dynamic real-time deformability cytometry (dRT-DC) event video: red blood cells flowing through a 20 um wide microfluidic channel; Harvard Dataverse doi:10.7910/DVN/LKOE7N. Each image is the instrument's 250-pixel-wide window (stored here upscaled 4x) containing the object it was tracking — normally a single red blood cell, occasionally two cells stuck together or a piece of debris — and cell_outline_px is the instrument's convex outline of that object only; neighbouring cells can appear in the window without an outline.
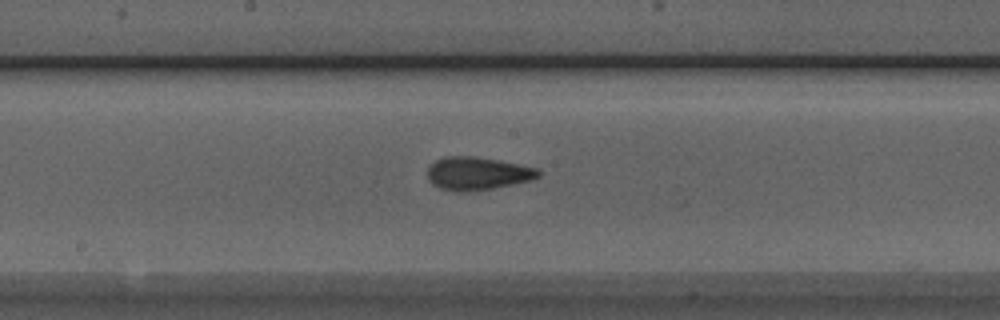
{"species": "Egyptian fruit bat (a non-hibernating species)", "species_latin": "Rousettus aegyptiacus", "temperature_condition": "room temperature", "stored_images_in_passage": 32, "camera_frame_rate_fps": 3000, "um_per_image_px": 0.085, "animal": {"sex": "male"}, "frame": {"image": 1, "passage_image": 14, "time_ms": 4.333, "image_size_px": [1000, 320], "cell_outline_px": [[540, 176], [532, 180], [492, 188], [468, 192], [460, 192], [440, 188], [432, 184], [428, 180], [428, 168], [436, 160], [444, 156], [476, 156], [500, 160], [536, 168], [540, 172]], "centroid_in_image_um": [40.57, 14.74], "position_along_channel_um": 207.6, "area_um2": 21.33}}
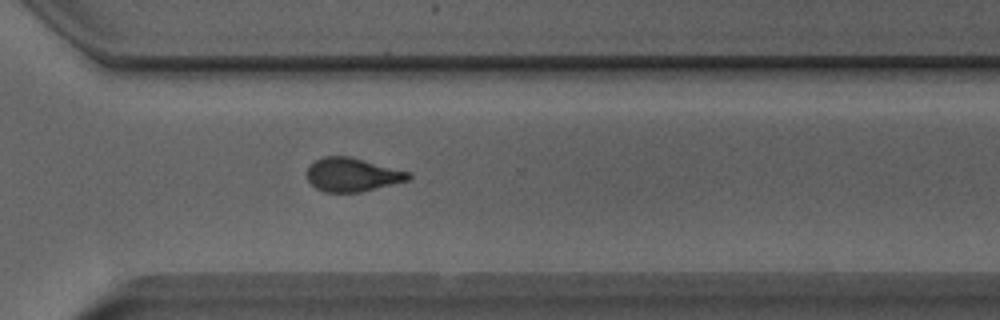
{"frame": {"image": 2, "passage_image": 24, "time_ms": 7.667, "image_size_px": [1000, 320], "cell_outline_px": [[412, 176], [408, 180], [360, 192], [324, 192], [316, 188], [308, 180], [308, 164], [324, 156], [352, 156], [412, 172]], "centroid_in_image_um": [29.97, 14.83], "position_along_channel_um": 340.6, "area_um2": 20.06}}
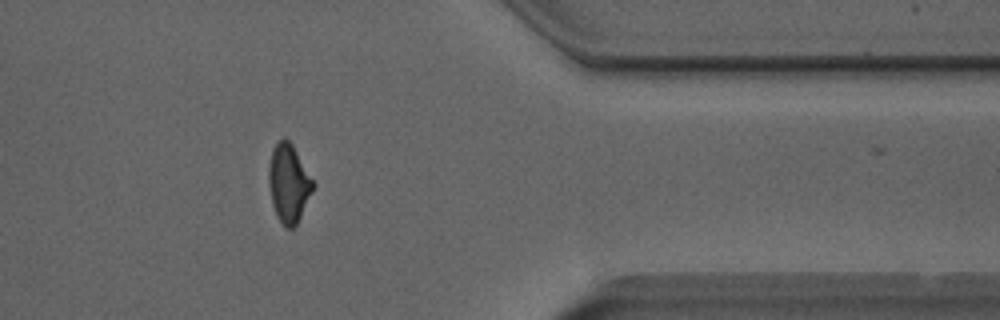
{"frame": {"image": 3, "passage_image": 29, "time_ms": 9.333, "image_size_px": [1000, 320], "cell_outline_px": [[316, 184], [296, 224], [292, 228], [284, 228], [276, 216], [272, 204], [268, 184], [268, 168], [272, 148], [284, 136], [292, 144]], "centroid_in_image_um": [24.52, 15.57], "position_along_channel_um": 386.9, "area_um2": 20.29}}